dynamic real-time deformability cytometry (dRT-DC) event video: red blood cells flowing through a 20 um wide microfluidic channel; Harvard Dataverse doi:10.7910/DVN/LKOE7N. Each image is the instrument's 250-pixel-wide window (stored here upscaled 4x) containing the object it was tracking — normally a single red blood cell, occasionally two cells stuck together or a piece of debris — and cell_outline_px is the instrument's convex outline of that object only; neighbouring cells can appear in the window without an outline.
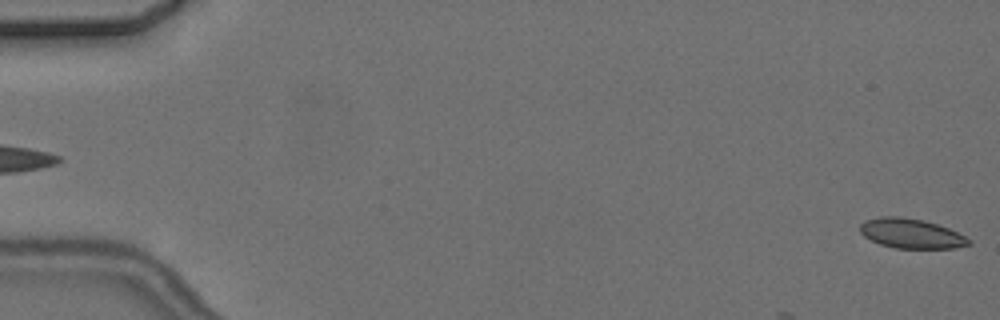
{"species": "common noctule bat (a hibernating species)", "species_latin": "Nyctalus noctula", "temperature_condition": "cold", "stored_images_in_passage": 6, "segment_of_instrument_passage": [2, 2], "camera_frame_rate_fps": 3000, "um_per_image_px": 0.085, "animal": {"sex": "female", "body_mass_g": 24.6, "forearm_length_mm": 56.2}, "frame": {"image": 1, "passage_image": 6, "time_ms": 6.667, "image_size_px": [1000, 320], "cell_outline_px": [[972, 244], [956, 248], [896, 248], [880, 244], [864, 236], [860, 232], [860, 224], [864, 220], [880, 216], [900, 216], [924, 220], [948, 228], [972, 240]], "centroid_in_image_um": [77.44, 19.84], "position_along_channel_um": 7.6, "area_um2": 18.84}}